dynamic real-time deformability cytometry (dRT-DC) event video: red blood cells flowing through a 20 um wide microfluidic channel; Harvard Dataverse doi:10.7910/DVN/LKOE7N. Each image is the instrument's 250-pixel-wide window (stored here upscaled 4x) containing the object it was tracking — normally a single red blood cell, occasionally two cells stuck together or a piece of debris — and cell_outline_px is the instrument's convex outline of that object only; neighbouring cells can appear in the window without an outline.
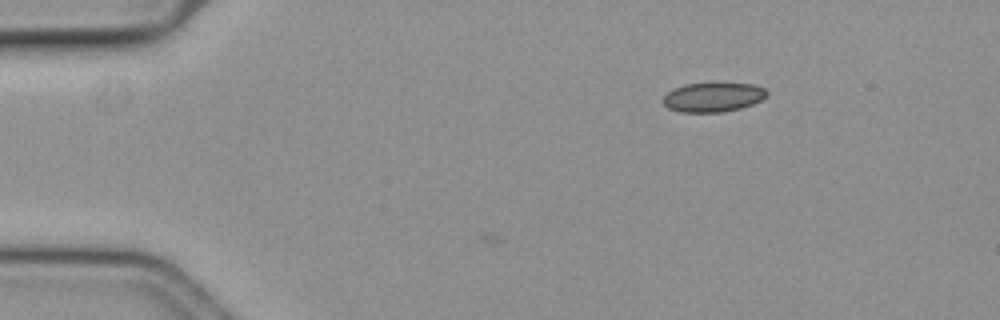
{"species": "common noctule bat (a hibernating species)", "species_latin": "Nyctalus noctula", "temperature_condition": "cold", "stored_images_in_passage": 8, "camera_frame_rate_fps": 3000, "um_per_image_px": 0.085, "animal": {"sex": "female", "body_mass_g": 19.3, "forearm_length_mm": 54.1}, "frame": {"image": 1, "passage_image": 8, "time_ms": 2.333, "image_size_px": [1000, 320], "cell_outline_px": [[768, 96], [752, 104], [740, 108], [720, 112], [680, 112], [668, 108], [660, 100], [668, 92], [684, 84], [752, 84], [764, 88], [768, 92]], "centroid_in_image_um": [60.59, 8.27], "position_along_channel_um": 24.4, "area_um2": 17.51}}